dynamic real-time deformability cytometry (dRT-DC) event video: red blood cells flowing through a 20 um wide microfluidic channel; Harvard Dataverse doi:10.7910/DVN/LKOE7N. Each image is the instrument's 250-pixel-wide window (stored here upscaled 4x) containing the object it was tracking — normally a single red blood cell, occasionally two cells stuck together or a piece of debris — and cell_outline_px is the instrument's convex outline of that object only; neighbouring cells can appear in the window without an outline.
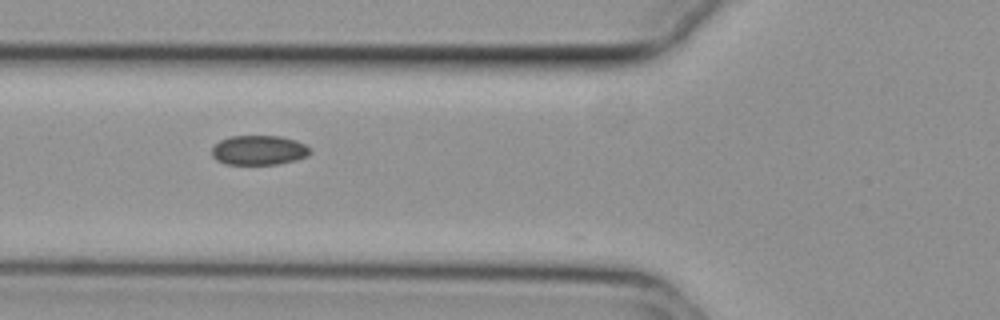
{"species": "common noctule bat (a hibernating species)", "species_latin": "Nyctalus noctula", "temperature_condition": "cold", "stored_images_in_passage": 36, "camera_frame_rate_fps": 3000, "um_per_image_px": 0.085, "animal": {"sex": "female", "body_mass_g": 29.2, "forearm_length_mm": 56.3}, "frame": {"image": 1, "passage_image": 2, "time_ms": 0.333, "image_size_px": [1000, 320], "cell_outline_px": [[312, 152], [308, 156], [296, 160], [276, 164], [224, 164], [216, 160], [212, 156], [212, 148], [220, 140], [228, 136], [280, 136], [296, 140], [312, 148]], "centroid_in_image_um": [22.02, 12.76], "position_along_channel_um": 103.8, "area_um2": 17.11}}
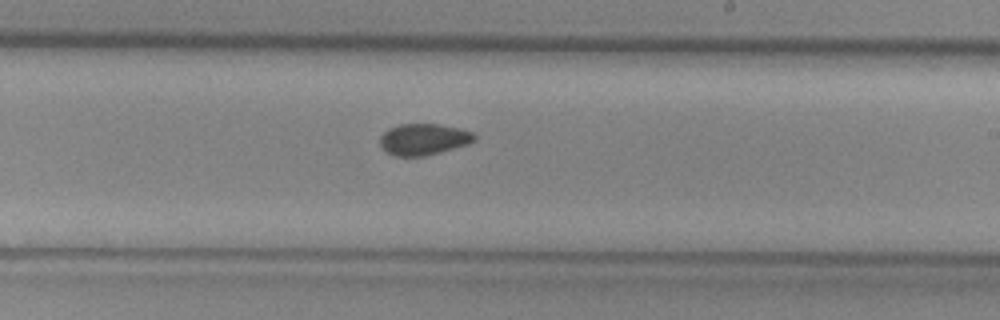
{"frame": {"image": 2, "passage_image": 14, "time_ms": 4.333, "image_size_px": [1000, 320], "cell_outline_px": [[476, 140], [468, 144], [440, 152], [424, 156], [396, 156], [388, 152], [380, 144], [380, 136], [388, 128], [400, 124], [440, 124], [460, 128], [472, 132], [476, 136]], "centroid_in_image_um": [36.02, 11.83], "position_along_channel_um": 253.0, "area_um2": 17.22}}
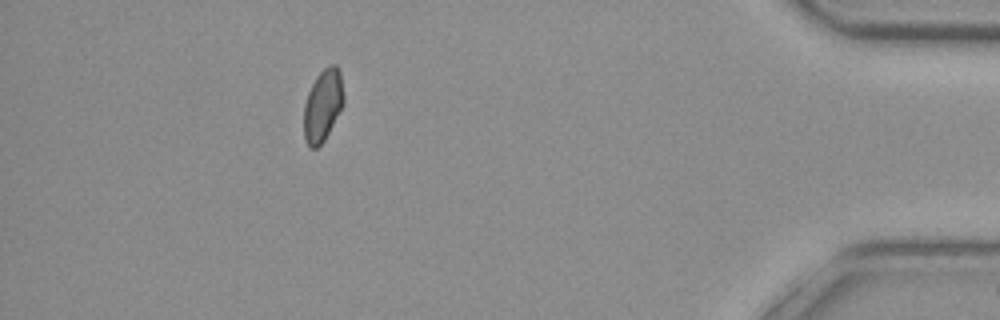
{"frame": {"image": 3, "passage_image": 31, "time_ms": 10.0, "image_size_px": [1000, 320], "cell_outline_px": [[344, 104], [324, 140], [316, 148], [312, 148], [304, 140], [304, 104], [308, 92], [316, 76], [328, 64], [336, 64], [340, 72], [344, 96]], "centroid_in_image_um": [27.44, 8.93], "position_along_channel_um": 407.8, "area_um2": 16.7}, "authors_computed_cell_mechanics": {"area_um2": 17.1088, "velocity_mm_per_s": 3.726, "shape_relaxation_time_tau1_ms": 2.9772, "shape_relaxation_time_tau2_ms": null, "deformation_change_tau1": 0.0407, "deformation_change_tau2": null}}